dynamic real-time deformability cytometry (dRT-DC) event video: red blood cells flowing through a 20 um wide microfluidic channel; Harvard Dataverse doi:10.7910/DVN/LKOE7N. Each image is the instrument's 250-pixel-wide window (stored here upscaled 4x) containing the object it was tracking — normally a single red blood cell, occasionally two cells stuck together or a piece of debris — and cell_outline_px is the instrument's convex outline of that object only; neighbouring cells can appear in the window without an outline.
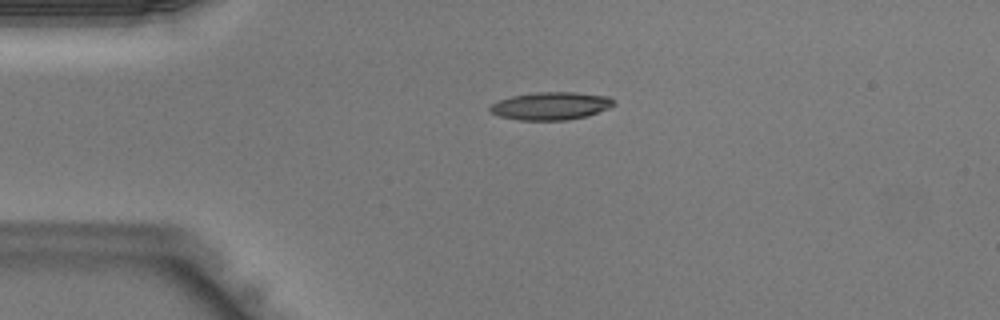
{"species": "Egyptian fruit bat (a non-hibernating species)", "species_latin": "Rousettus aegyptiacus", "temperature_condition": "warm", "stored_images_in_passage": 34, "camera_frame_rate_fps": 3000, "um_per_image_px": 0.085, "animal": {"sex": "male"}, "frame": {"image": 1, "passage_image": 1, "time_ms": 0.0, "image_size_px": [1000, 320], "cell_outline_px": [[616, 104], [608, 108], [588, 116], [568, 120], [520, 120], [500, 116], [492, 112], [488, 108], [492, 104], [500, 100], [512, 96], [536, 92], [576, 92], [608, 96]], "centroid_in_image_um": [46.84, 9.0], "position_along_channel_um": 38.2, "area_um2": 19.94}}
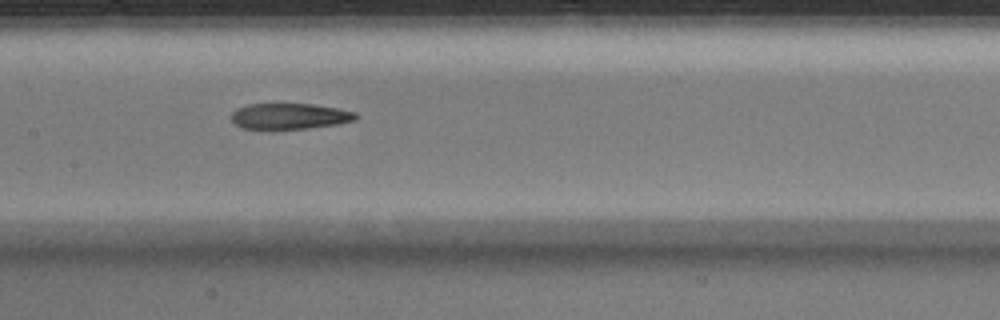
{"frame": {"image": 2, "passage_image": 12, "time_ms": 3.667, "image_size_px": [1000, 320], "cell_outline_px": [[360, 116], [356, 120], [336, 124], [308, 128], [272, 132], [268, 132], [244, 128], [236, 124], [232, 120], [232, 112], [236, 108], [248, 104], [276, 100], [312, 104], [336, 108], [356, 112]], "centroid_in_image_um": [24.54, 9.86], "position_along_channel_um": 182.9, "area_um2": 20.4}}
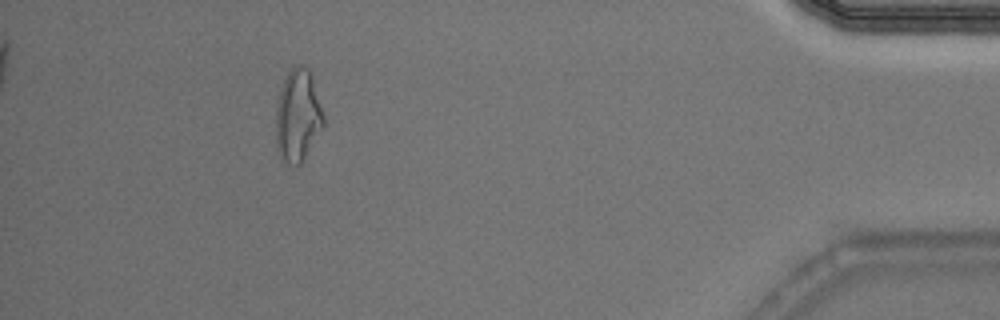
{"frame": {"image": 3, "passage_image": 30, "time_ms": 9.667, "image_size_px": [1000, 320], "cell_outline_px": [[324, 124], [300, 164], [288, 164], [280, 160], [276, 148], [276, 108], [280, 92], [284, 80], [288, 72], [296, 64], [300, 64], [308, 68], [324, 116]], "centroid_in_image_um": [25.28, 9.86], "position_along_channel_um": 409.9, "area_um2": 25.2}}